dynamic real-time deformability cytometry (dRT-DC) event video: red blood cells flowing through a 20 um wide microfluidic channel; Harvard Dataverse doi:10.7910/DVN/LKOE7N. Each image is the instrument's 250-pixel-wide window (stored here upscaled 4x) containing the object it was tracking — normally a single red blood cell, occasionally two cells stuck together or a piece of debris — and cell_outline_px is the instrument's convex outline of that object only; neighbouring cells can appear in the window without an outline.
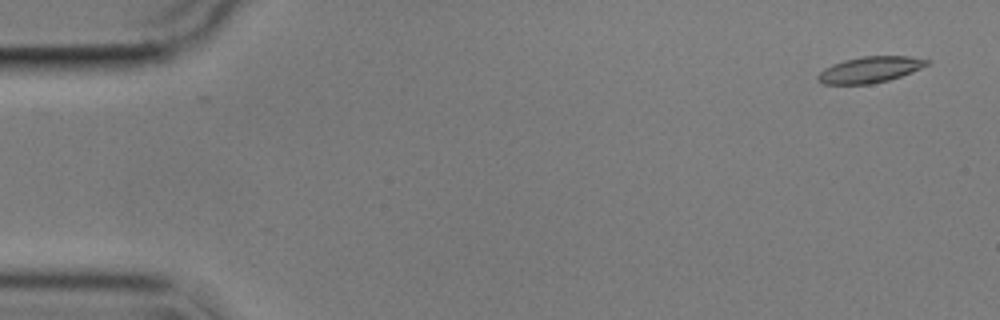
{"species": "common noctule bat (a hibernating species)", "species_latin": "Nyctalus noctula", "temperature_condition": "cold", "stored_images_in_passage": 15, "camera_frame_rate_fps": 3000, "um_per_image_px": 0.085, "animal": {"sex": "male", "body_mass_g": 17.9}, "frame": {"image": 1, "passage_image": 1, "time_ms": 0.0, "image_size_px": [1000, 320], "cell_outline_px": [[932, 60], [928, 64], [912, 72], [888, 80], [872, 84], [824, 84], [816, 80], [816, 76], [824, 68], [832, 64], [844, 60], [864, 56], [908, 56]], "centroid_in_image_um": [73.93, 5.92], "position_along_channel_um": 11.1, "area_um2": 16.59}}
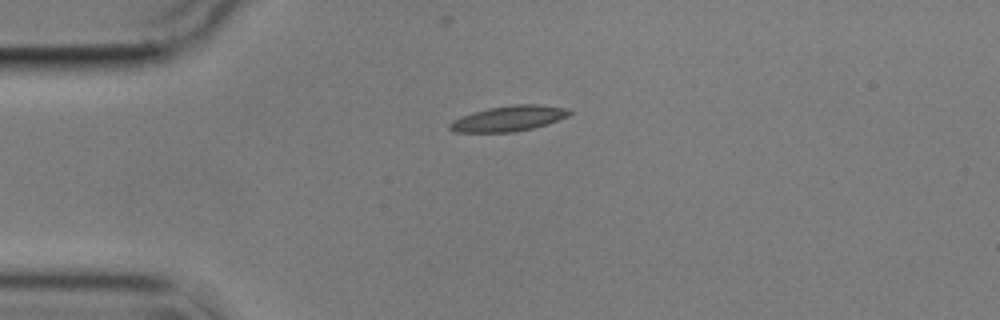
{"frame": {"image": 2, "passage_image": 12, "time_ms": 3.667, "image_size_px": [1000, 320], "cell_outline_px": [[572, 112], [568, 116], [532, 128], [512, 132], [452, 132], [448, 128], [448, 124], [452, 120], [460, 116], [472, 112], [488, 108], [512, 104], [540, 104], [564, 108]], "centroid_in_image_um": [43.15, 10.06], "position_along_channel_um": 41.9, "area_um2": 17.69}}